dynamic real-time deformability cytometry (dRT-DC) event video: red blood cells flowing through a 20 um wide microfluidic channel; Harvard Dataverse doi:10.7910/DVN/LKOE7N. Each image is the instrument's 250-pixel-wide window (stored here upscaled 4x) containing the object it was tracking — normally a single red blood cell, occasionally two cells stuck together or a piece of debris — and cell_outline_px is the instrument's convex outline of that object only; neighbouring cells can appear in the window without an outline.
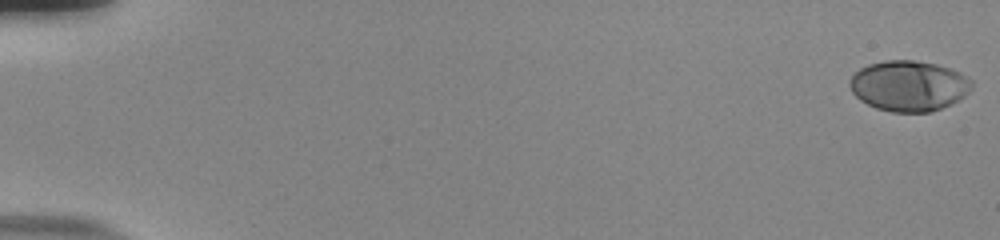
{"species": "human", "species_latin": "Homo sapiens", "temperature_condition": "room temperature", "stored_images_in_passage": 56, "camera_frame_rate_fps": 3000, "um_per_image_px": 0.085, "donor": {"sex": "male"}, "frame": {"image": 1, "passage_image": 1, "time_ms": 0.0, "image_size_px": [1000, 240], "cell_outline_px": [[972, 88], [964, 96], [952, 104], [932, 112], [892, 112], [876, 108], [860, 100], [852, 92], [848, 84], [848, 80], [860, 68], [868, 64], [884, 60], [912, 60], [936, 64], [960, 72], [968, 76], [972, 80]], "centroid_in_image_um": [77.25, 7.3], "position_along_channel_um": 7.8, "area_um2": 36.18}}
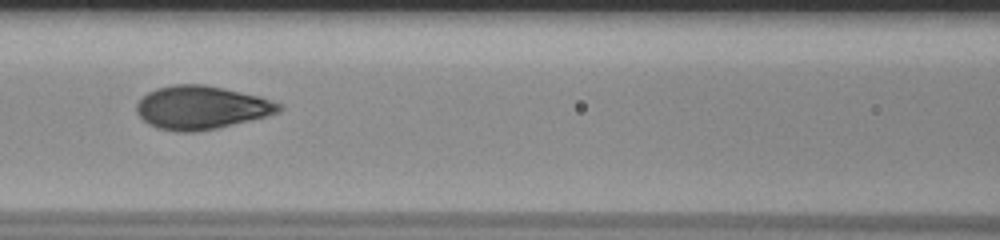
{"frame": {"image": 2, "passage_image": 27, "time_ms": 8.667, "image_size_px": [1000, 240], "cell_outline_px": [[284, 108], [280, 112], [216, 128], [196, 132], [176, 132], [156, 128], [148, 124], [136, 112], [136, 104], [148, 92], [156, 88], [172, 84], [204, 84], [224, 88], [260, 96], [280, 104]], "centroid_in_image_um": [17.08, 9.14], "position_along_channel_um": 149.5, "area_um2": 35.89}}
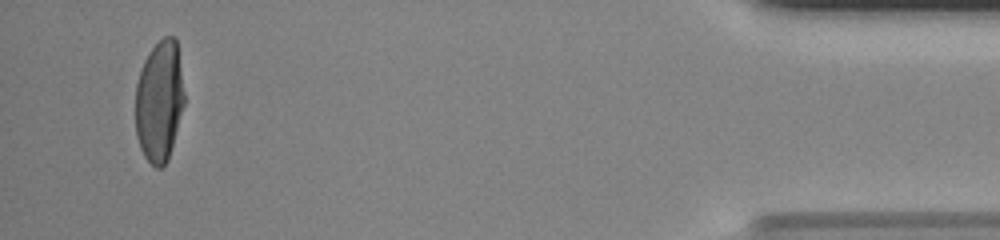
{"frame": {"image": 3, "passage_image": 54, "time_ms": 17.667, "image_size_px": [1000, 240], "cell_outline_px": [[184, 104], [168, 160], [160, 168], [156, 168], [144, 156], [140, 148], [136, 136], [136, 84], [140, 68], [148, 52], [164, 36], [176, 36], [184, 92]], "centroid_in_image_um": [13.54, 8.58], "position_along_channel_um": 421.7, "area_um2": 34.56}, "authors_computed_cell_mechanics": {"area_um2": 35.3158, "velocity_mm_per_s": 3.7716, "shape_relaxation_time_tau1_ms": 4.3638, "shape_relaxation_time_tau2_ms": null, "deformation_change_tau1": 0.2323, "deformation_change_tau2": null}}